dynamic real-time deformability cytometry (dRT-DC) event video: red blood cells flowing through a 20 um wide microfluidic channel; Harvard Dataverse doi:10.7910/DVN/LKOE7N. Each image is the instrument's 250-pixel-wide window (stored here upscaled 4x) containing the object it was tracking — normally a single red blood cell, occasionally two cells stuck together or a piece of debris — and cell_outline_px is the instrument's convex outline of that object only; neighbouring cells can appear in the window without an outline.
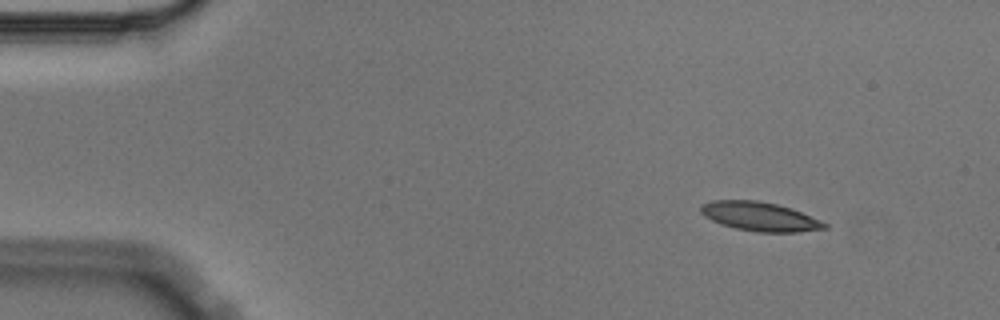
{"species": "Egyptian fruit bat (a non-hibernating species)", "species_latin": "Rousettus aegyptiacus", "temperature_condition": "cold", "stored_images_in_passage": 3, "camera_frame_rate_fps": 3000, "um_per_image_px": 0.085, "animal": {"sex": "male"}, "frame": {"image": 1, "passage_image": 1, "time_ms": 0.0, "image_size_px": [1000, 320], "cell_outline_px": [[828, 228], [796, 232], [756, 232], [736, 228], [720, 224], [704, 216], [700, 212], [700, 208], [704, 204], [712, 200], [756, 200], [776, 204], [792, 208], [820, 220], [828, 224]], "centroid_in_image_um": [64.59, 18.4], "position_along_channel_um": 20.4, "area_um2": 20.87}}